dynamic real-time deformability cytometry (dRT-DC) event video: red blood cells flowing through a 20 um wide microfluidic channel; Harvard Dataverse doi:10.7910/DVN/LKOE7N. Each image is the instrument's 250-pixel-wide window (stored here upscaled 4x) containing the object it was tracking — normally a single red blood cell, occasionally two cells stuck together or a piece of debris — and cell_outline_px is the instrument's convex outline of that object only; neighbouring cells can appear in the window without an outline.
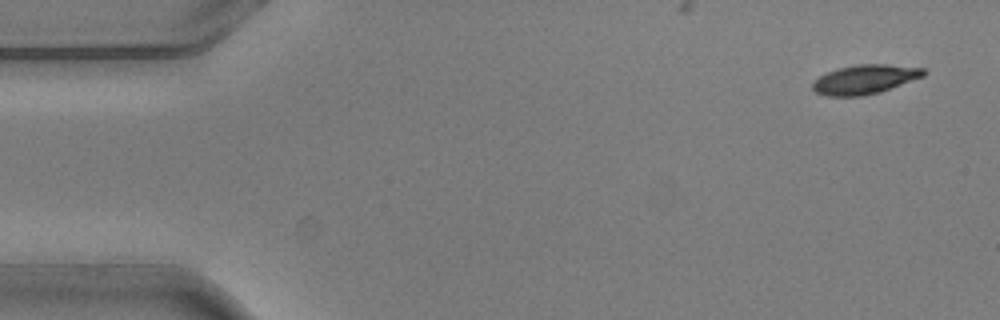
{"species": "common noctule bat (a hibernating species)", "species_latin": "Nyctalus noctula", "temperature_condition": "warm", "stored_images_in_passage": 5, "camera_frame_rate_fps": 3000, "um_per_image_px": 0.085, "animal": {"sex": "male", "body_mass_g": 20.5, "forearm_length_mm": 52.5}, "frame": {"image": 1, "passage_image": 1, "time_ms": 0.0, "image_size_px": [1000, 320], "cell_outline_px": [[928, 72], [924, 76], [880, 92], [860, 96], [828, 96], [816, 92], [812, 88], [812, 84], [820, 76], [836, 68], [856, 64], [888, 64], [924, 68]], "centroid_in_image_um": [73.53, 6.73], "position_along_channel_um": 11.5, "area_um2": 18.9}}
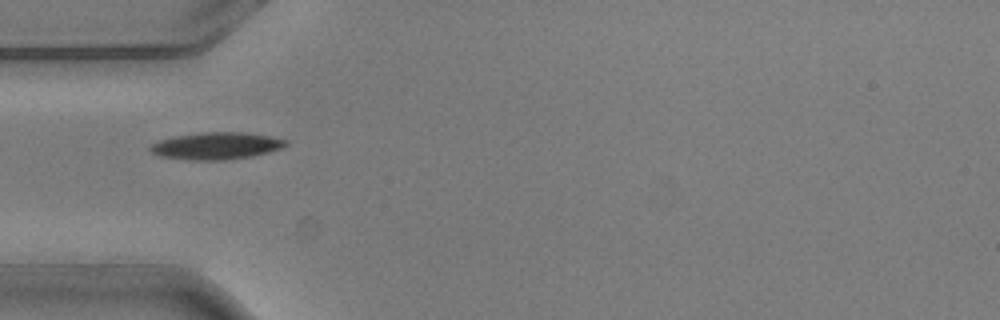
{"frame": {"image": 2, "passage_image": 5, "time_ms": 1.333, "image_size_px": [1000, 320], "cell_outline_px": [[288, 144], [284, 148], [252, 156], [224, 160], [188, 160], [160, 156], [152, 152], [148, 148], [152, 144], [160, 140], [172, 136], [204, 132], [244, 132], [268, 136], [288, 140]], "centroid_in_image_um": [18.39, 12.39], "position_along_channel_um": 66.6, "area_um2": 21.44}}